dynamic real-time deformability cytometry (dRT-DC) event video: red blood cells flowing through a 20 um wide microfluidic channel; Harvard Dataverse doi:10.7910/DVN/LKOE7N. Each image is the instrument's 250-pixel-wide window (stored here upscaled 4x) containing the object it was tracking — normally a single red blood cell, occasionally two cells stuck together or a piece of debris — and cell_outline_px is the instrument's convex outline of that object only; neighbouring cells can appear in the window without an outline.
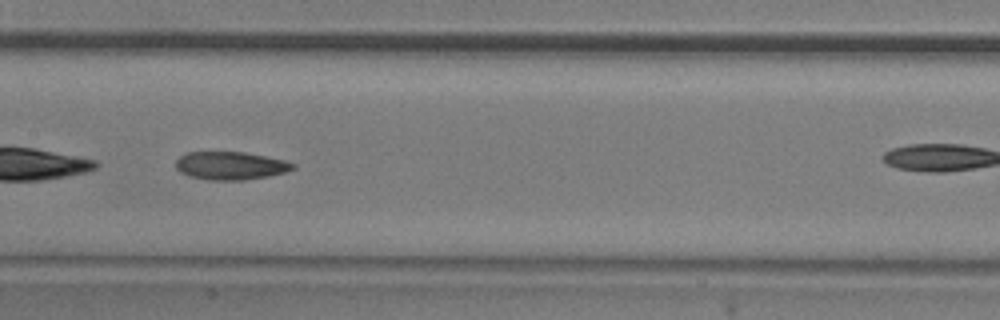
{"species": "common noctule bat (a hibernating species)", "species_latin": "Nyctalus noctula", "temperature_condition": "room temperature", "stored_images_in_passage": 9, "camera_frame_rate_fps": 3000, "um_per_image_px": 0.085, "animal": {"sex": "male", "body_mass_g": 20.5, "forearm_length_mm": 52.5}, "frame": {"image": 1, "passage_image": 6, "time_ms": 1.667, "image_size_px": [1000, 320], "cell_outline_px": [[296, 168], [284, 172], [268, 176], [244, 180], [208, 180], [188, 176], [180, 172], [176, 168], [176, 160], [184, 152], [244, 152], [284, 160], [296, 164]], "centroid_in_image_um": [19.57, 14.08], "position_along_channel_um": 187.8, "area_um2": 19.19}}